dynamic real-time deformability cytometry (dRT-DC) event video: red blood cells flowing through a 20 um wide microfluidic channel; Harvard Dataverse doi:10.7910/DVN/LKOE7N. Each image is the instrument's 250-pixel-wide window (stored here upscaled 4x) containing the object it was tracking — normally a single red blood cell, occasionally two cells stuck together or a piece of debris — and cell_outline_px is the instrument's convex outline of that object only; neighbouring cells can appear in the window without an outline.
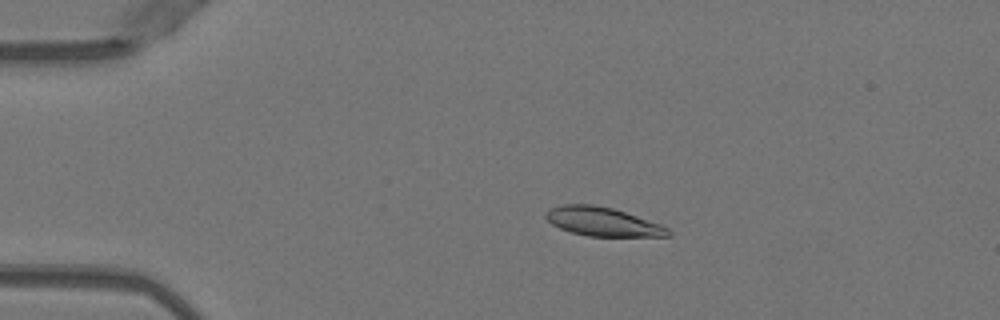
{"species": "Egyptian fruit bat (a non-hibernating species)", "species_latin": "Rousettus aegyptiacus", "temperature_condition": "warm", "stored_images_in_passage": 47, "camera_frame_rate_fps": 3000, "um_per_image_px": 0.085, "animal": {"sex": "female"}, "frame": {"image": 1, "passage_image": 7, "time_ms": 2.0, "image_size_px": [1000, 320], "cell_outline_px": [[672, 236], [588, 236], [572, 232], [560, 228], [552, 224], [544, 216], [548, 208], [564, 204], [592, 204], [612, 208], [660, 224], [668, 228], [672, 232]], "centroid_in_image_um": [51.21, 18.84], "position_along_channel_um": 33.8, "area_um2": 20.4}}
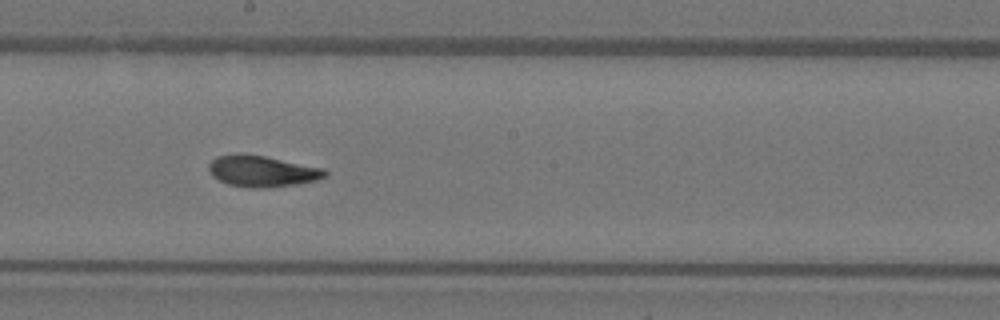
{"frame": {"image": 2, "passage_image": 25, "time_ms": 8.0, "image_size_px": [1000, 320], "cell_outline_px": [[328, 176], [316, 180], [300, 184], [268, 188], [248, 188], [228, 184], [212, 176], [208, 168], [208, 164], [216, 156], [236, 152], [240, 152], [264, 156], [324, 168], [328, 172]], "centroid_in_image_um": [22.27, 14.54], "position_along_channel_um": 225.9, "area_um2": 21.56}}
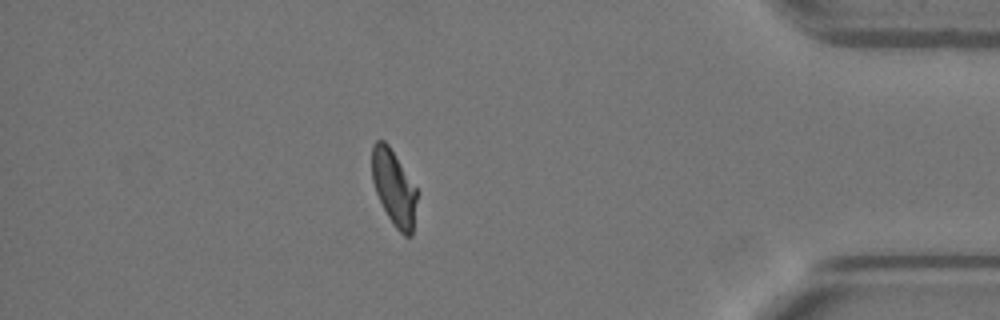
{"frame": {"image": 3, "passage_image": 41, "time_ms": 13.333, "image_size_px": [1000, 320], "cell_outline_px": [[416, 200], [412, 236], [404, 236], [392, 224], [376, 192], [372, 180], [372, 144], [376, 140], [384, 140], [388, 144], [416, 188]], "centroid_in_image_um": [33.46, 15.95], "position_along_channel_um": 401.7, "area_um2": 19.42}, "authors_computed_cell_mechanics": {"area_um2": 20.808, "velocity_mm_per_s": 4.011, "shape_relaxation_time_tau1_ms": 8.6395, "shape_relaxation_time_tau2_ms": 1.5091, "deformation_change_tau1": 0.2543, "deformation_change_tau2": 0.0675}}